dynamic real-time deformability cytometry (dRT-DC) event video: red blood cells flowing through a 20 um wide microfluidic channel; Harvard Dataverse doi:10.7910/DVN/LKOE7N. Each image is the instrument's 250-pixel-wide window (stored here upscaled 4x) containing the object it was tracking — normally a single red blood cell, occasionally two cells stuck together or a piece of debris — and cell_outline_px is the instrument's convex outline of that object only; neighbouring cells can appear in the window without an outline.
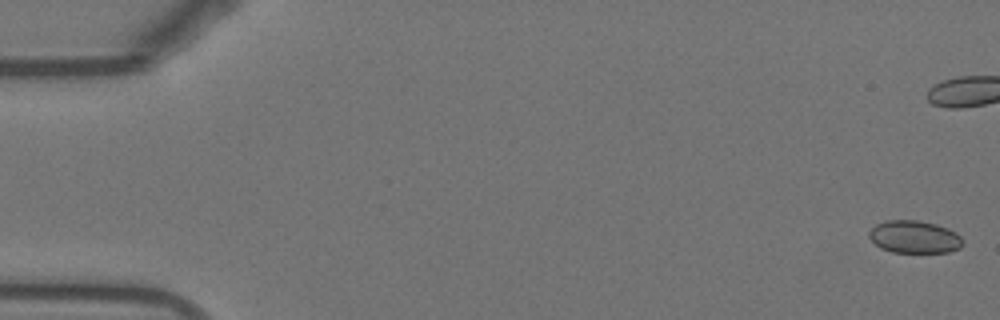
{"species": "Egyptian fruit bat (a non-hibernating species)", "species_latin": "Rousettus aegyptiacus", "temperature_condition": "warm", "stored_images_in_passage": 54, "camera_frame_rate_fps": 3000, "um_per_image_px": 0.085, "animal": {"sex": "female"}, "frame": {"image": 1, "passage_image": 1, "time_ms": 0.0, "image_size_px": [1000, 320], "cell_outline_px": [[964, 244], [960, 248], [948, 252], [892, 252], [880, 248], [868, 236], [868, 232], [876, 224], [884, 220], [920, 220], [936, 224], [948, 228], [956, 232], [964, 240]], "centroid_in_image_um": [77.74, 20.13], "position_along_channel_um": 7.3, "area_um2": 17.98}}
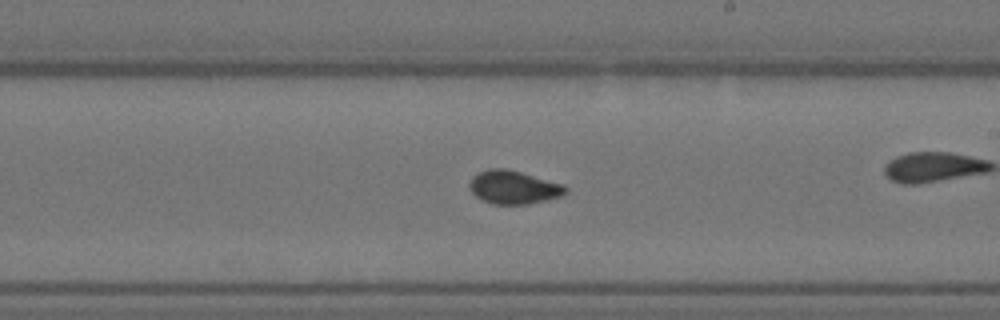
{"frame": {"image": 2, "passage_image": 31, "time_ms": 10.0, "image_size_px": [1000, 320], "cell_outline_px": [[568, 192], [560, 196], [528, 204], [492, 204], [476, 196], [472, 192], [468, 184], [472, 176], [488, 168], [504, 168], [520, 172], [564, 184], [568, 188]], "centroid_in_image_um": [43.65, 15.91], "position_along_channel_um": 245.3, "area_um2": 18.55}}
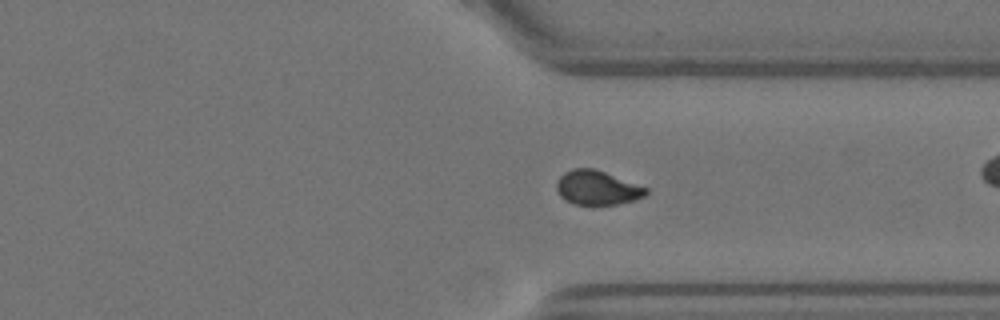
{"frame": {"image": 3, "passage_image": 40, "time_ms": 13.0, "image_size_px": [1000, 320], "cell_outline_px": [[648, 192], [644, 196], [632, 200], [616, 204], [572, 204], [564, 200], [560, 196], [556, 188], [556, 180], [564, 172], [572, 168], [592, 168], [604, 172], [648, 188]], "centroid_in_image_um": [50.7, 15.95], "position_along_channel_um": 360.7, "area_um2": 17.69}, "authors_computed_cell_mechanics": {"area_um2": 18.0914, "velocity_mm_per_s": 3.8566, "shape_relaxation_time_tau1_ms": null, "shape_relaxation_time_tau2_ms": 0.6995, "deformation_change_tau1": null, "deformation_change_tau2": 0.0459}}